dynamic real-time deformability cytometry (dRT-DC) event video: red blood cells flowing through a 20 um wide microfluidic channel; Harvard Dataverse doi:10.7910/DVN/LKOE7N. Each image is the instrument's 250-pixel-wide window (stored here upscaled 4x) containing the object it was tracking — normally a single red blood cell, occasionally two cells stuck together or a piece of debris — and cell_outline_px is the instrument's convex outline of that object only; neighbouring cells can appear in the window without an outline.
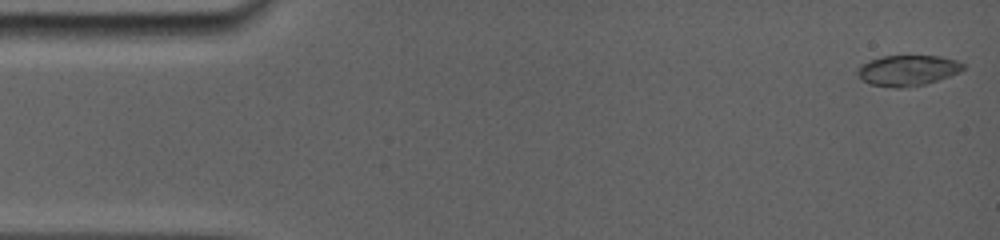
{"species": "common noctule bat (a hibernating species)", "species_latin": "Nyctalus noctula", "temperature_condition": "room temperature", "stored_images_in_passage": 12, "camera_frame_rate_fps": 5000, "um_per_image_px": 0.085, "animal": {"sex": "female", "body_mass_g": 19.0, "forearm_length_mm": 56.7}, "frame": {"image": 1, "passage_image": 1, "time_ms": 0.0, "image_size_px": [1000, 240], "cell_outline_px": [[964, 68], [960, 72], [924, 84], [900, 88], [892, 88], [868, 84], [860, 80], [856, 72], [856, 68], [860, 64], [884, 56], [940, 56], [956, 60], [964, 64]], "centroid_in_image_um": [77.09, 5.99], "position_along_channel_um": 7.9, "area_um2": 18.9}}
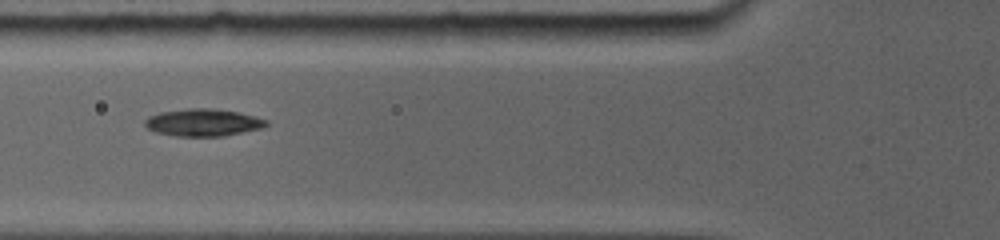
{"frame": {"image": 2, "passage_image": 7, "time_ms": 5.8, "image_size_px": [1000, 240], "cell_outline_px": [[268, 124], [260, 128], [220, 136], [180, 136], [160, 132], [148, 128], [144, 124], [144, 120], [148, 116], [160, 112], [188, 108], [216, 108], [236, 112], [268, 120]], "centroid_in_image_um": [17.23, 10.39], "position_along_channel_um": 108.6, "area_um2": 18.9}}
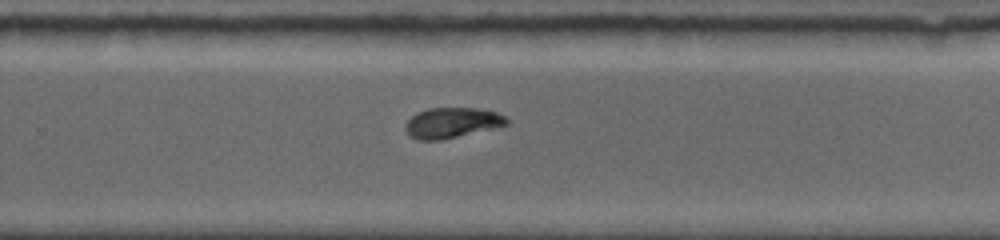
{"frame": {"image": 3, "passage_image": 12, "time_ms": 10.6, "image_size_px": [1000, 240], "cell_outline_px": [[508, 124], [440, 140], [420, 140], [412, 136], [404, 128], [404, 124], [416, 112], [428, 108], [476, 108], [496, 112], [504, 116], [508, 120]], "centroid_in_image_um": [38.37, 10.42], "position_along_channel_um": 291.4, "area_um2": 17.57}}